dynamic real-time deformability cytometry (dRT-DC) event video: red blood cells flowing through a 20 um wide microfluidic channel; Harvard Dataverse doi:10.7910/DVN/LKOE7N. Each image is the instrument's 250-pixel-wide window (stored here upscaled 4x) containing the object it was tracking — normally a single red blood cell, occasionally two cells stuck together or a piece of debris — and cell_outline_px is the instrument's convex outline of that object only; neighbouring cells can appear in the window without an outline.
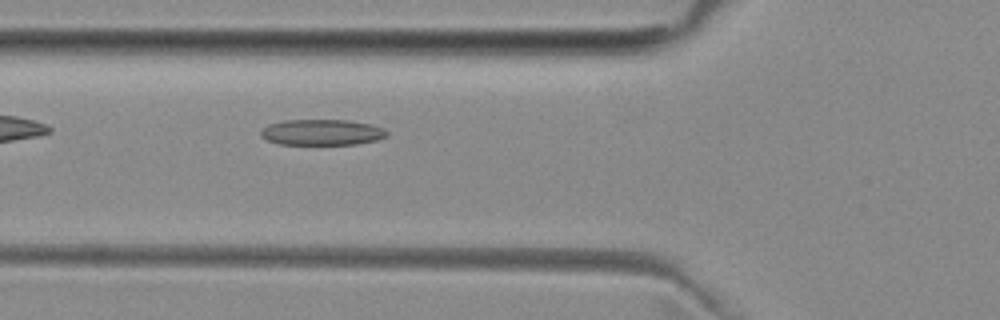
{"species": "common noctule bat (a hibernating species)", "species_latin": "Nyctalus noctula", "temperature_condition": "room temperature", "stored_images_in_passage": 2, "camera_frame_rate_fps": 3000, "um_per_image_px": 0.085, "animal": {"sex": "female", "body_mass_g": 29.2, "forearm_length_mm": 56.3}, "frame": {"image": 1, "passage_image": 2, "time_ms": 1.333, "image_size_px": [1000, 320], "cell_outline_px": [[388, 136], [376, 140], [356, 144], [280, 144], [268, 140], [260, 136], [260, 132], [268, 124], [284, 120], [348, 120], [372, 124], [384, 128], [388, 132]], "centroid_in_image_um": [27.39, 11.24], "position_along_channel_um": 98.4, "area_um2": 19.02}}